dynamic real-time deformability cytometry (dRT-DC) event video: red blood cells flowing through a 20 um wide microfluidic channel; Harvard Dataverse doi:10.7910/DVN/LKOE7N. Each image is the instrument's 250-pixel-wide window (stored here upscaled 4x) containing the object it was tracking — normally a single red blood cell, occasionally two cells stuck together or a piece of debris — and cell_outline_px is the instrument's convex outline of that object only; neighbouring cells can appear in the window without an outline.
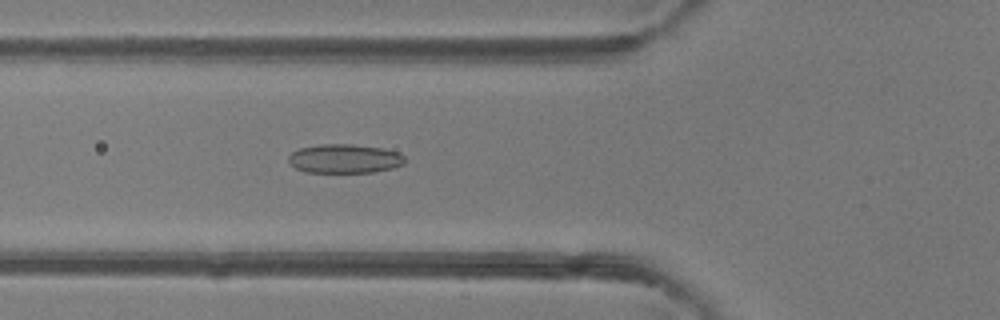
{"species": "common noctule bat (a hibernating species)", "species_latin": "Nyctalus noctula", "temperature_condition": "room temperature", "stored_images_in_passage": 48, "camera_frame_rate_fps": 3000, "um_per_image_px": 0.085, "animal": {"sex": "female"}, "frame": {"image": 1, "passage_image": 17, "time_ms": 5.333, "image_size_px": [1000, 320], "cell_outline_px": [[408, 160], [404, 164], [392, 168], [372, 172], [304, 172], [296, 168], [288, 160], [288, 156], [292, 152], [300, 148], [320, 144], [352, 144], [384, 148], [400, 152]], "centroid_in_image_um": [29.34, 13.48], "position_along_channel_um": 96.5, "area_um2": 19.83}}
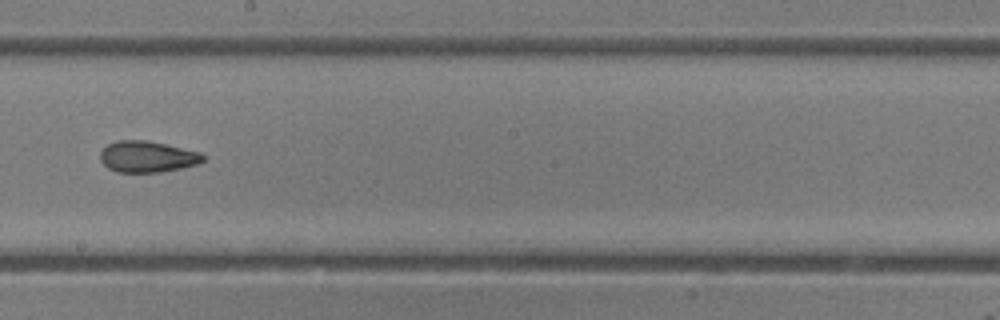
{"frame": {"image": 2, "passage_image": 27, "time_ms": 8.667, "image_size_px": [1000, 320], "cell_outline_px": [[204, 160], [200, 164], [160, 172], [116, 172], [108, 168], [100, 160], [100, 152], [108, 144], [116, 140], [144, 140], [164, 144], [200, 152], [204, 156]], "centroid_in_image_um": [12.51, 13.32], "position_along_channel_um": 235.7, "area_um2": 18.67}}
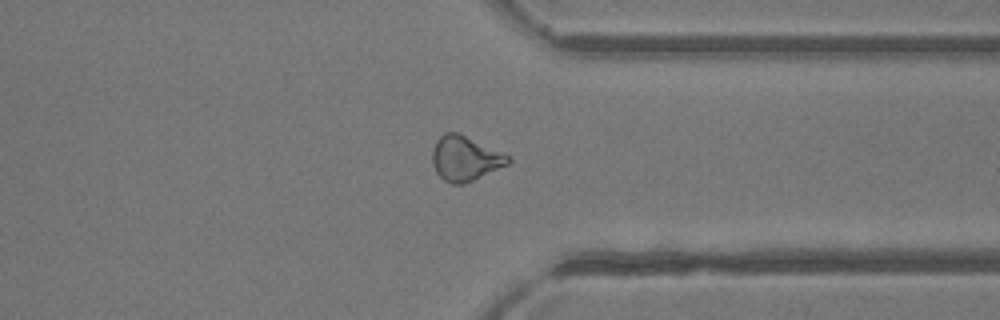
{"frame": {"image": 3, "passage_image": 37, "time_ms": 12.0, "image_size_px": [1000, 320], "cell_outline_px": [[512, 160], [508, 164], [464, 184], [452, 184], [444, 180], [436, 172], [432, 164], [432, 152], [436, 140], [444, 132], [456, 132], [508, 156]], "centroid_in_image_um": [39.48, 13.48], "position_along_channel_um": 371.9, "area_um2": 19.31}, "authors_computed_cell_mechanics": {"area_um2": 19.8543, "velocity_mm_per_s": 4.1593, "shape_relaxation_time_tau1_ms": 7.4369, "shape_relaxation_time_tau2_ms": 2.2222, "deformation_change_tau1": 0.1552, "deformation_change_tau2": 0.0879}}